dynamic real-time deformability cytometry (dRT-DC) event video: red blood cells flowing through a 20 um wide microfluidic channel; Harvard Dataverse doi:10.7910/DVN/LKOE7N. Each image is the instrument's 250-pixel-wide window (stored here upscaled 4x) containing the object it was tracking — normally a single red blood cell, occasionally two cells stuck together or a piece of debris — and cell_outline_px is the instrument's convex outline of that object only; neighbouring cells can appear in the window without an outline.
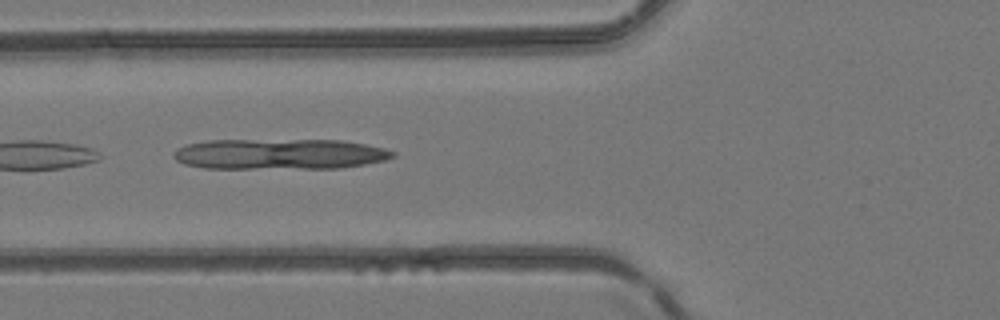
{"species": "common noctule bat (a hibernating species)", "species_latin": "Nyctalus noctula", "temperature_condition": "room temperature", "stored_images_in_passage": 7, "camera_frame_rate_fps": 3000, "um_per_image_px": 0.085, "animal": {"sex": "female", "body_mass_g": 24.6, "forearm_length_mm": 56.2}, "frame": {"image": 1, "passage_image": 4, "time_ms": 1.0, "image_size_px": [1000, 320], "cell_outline_px": [[396, 156], [384, 160], [364, 164], [340, 168], [204, 168], [184, 164], [176, 160], [172, 156], [172, 152], [176, 148], [184, 144], [208, 140], [340, 140], [364, 144], [384, 148], [396, 152]], "centroid_in_image_um": [23.71, 13.09], "position_along_channel_um": 102.1, "area_um2": 39.25}}